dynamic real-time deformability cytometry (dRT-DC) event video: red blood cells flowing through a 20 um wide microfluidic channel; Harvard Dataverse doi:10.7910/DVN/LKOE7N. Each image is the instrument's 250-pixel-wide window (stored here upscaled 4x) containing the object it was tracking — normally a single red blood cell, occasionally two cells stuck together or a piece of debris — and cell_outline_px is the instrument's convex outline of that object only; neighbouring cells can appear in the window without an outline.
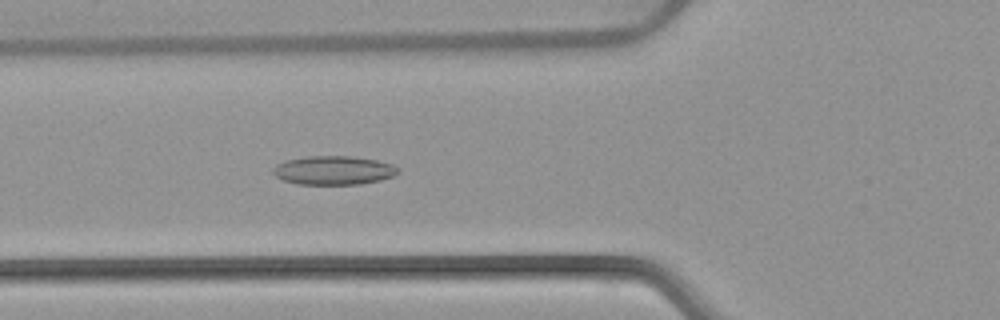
{"species": "common noctule bat (a hibernating species)", "species_latin": "Nyctalus noctula", "temperature_condition": "warm", "stored_images_in_passage": 53, "camera_frame_rate_fps": 3000, "um_per_image_px": 0.085, "animal": {"sex": "female", "body_mass_g": 22.7, "forearm_length_mm": 54.2}, "frame": {"image": 1, "passage_image": 20, "time_ms": 6.333, "image_size_px": [1000, 320], "cell_outline_px": [[400, 172], [392, 176], [380, 180], [360, 184], [296, 184], [284, 180], [276, 176], [272, 172], [272, 168], [276, 164], [284, 160], [308, 156], [352, 156], [376, 160], [392, 164], [400, 168]], "centroid_in_image_um": [28.35, 14.47], "position_along_channel_um": 97.5, "area_um2": 21.1}}
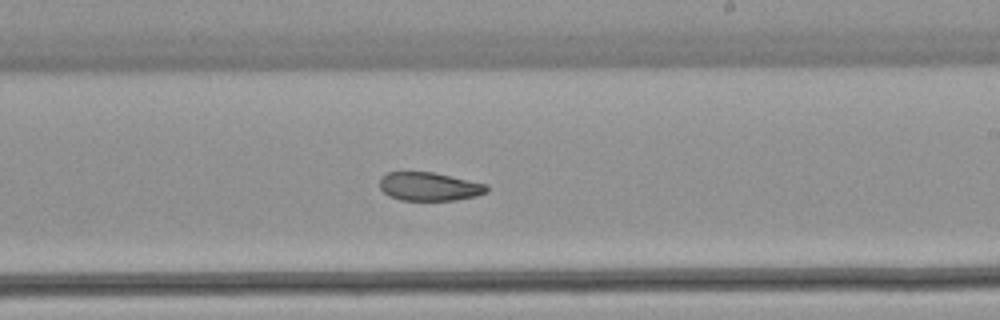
{"frame": {"image": 2, "passage_image": 32, "time_ms": 10.333, "image_size_px": [1000, 320], "cell_outline_px": [[488, 192], [476, 196], [456, 200], [400, 200], [388, 196], [380, 188], [380, 176], [388, 172], [432, 172], [488, 184]], "centroid_in_image_um": [36.49, 15.86], "position_along_channel_um": 252.5, "area_um2": 17.86}}
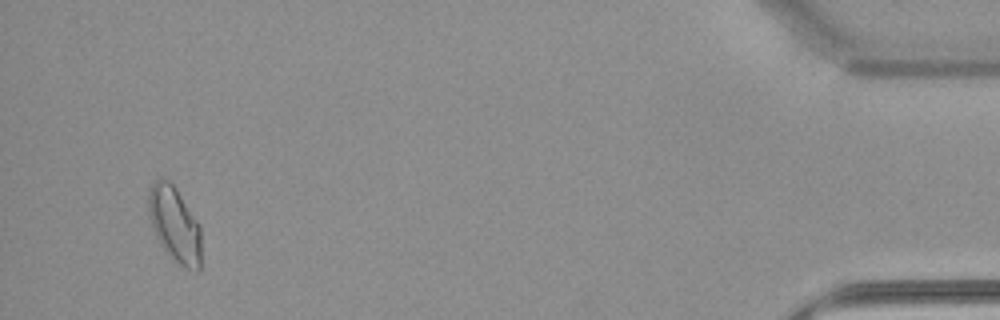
{"frame": {"image": 3, "passage_image": 51, "time_ms": 16.667, "image_size_px": [1000, 320], "cell_outline_px": [[200, 268], [196, 272], [192, 272], [176, 264], [168, 256], [160, 244], [156, 236], [148, 216], [148, 192], [152, 184], [160, 176], [168, 180], [172, 184], [200, 224]], "centroid_in_image_um": [14.83, 19.12], "position_along_channel_um": 420.4, "area_um2": 23.47}, "authors_computed_cell_mechanics": {"area_um2": 20.4034, "velocity_mm_per_s": 3.8739, "shape_relaxation_time_tau1_ms": null, "shape_relaxation_time_tau2_ms": 3.2488, "deformation_change_tau1": null, "deformation_change_tau2": 0.0777}}